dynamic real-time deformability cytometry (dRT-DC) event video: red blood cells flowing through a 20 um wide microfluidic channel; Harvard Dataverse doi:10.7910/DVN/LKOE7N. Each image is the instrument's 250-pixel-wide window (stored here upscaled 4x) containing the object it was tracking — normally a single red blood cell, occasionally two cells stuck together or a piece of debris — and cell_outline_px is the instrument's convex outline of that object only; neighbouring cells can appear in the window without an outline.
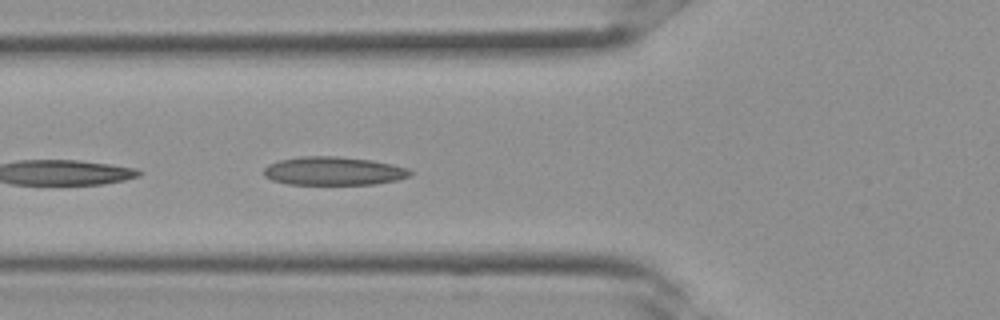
{"species": "Egyptian fruit bat (a non-hibernating species)", "species_latin": "Rousettus aegyptiacus", "temperature_condition": "room temperature", "stored_images_in_passage": 11, "camera_frame_rate_fps": 3000, "um_per_image_px": 0.085, "frame": {"image": 1, "passage_image": 11, "time_ms": 3.333, "image_size_px": [1000, 320], "cell_outline_px": [[412, 176], [396, 180], [372, 184], [288, 184], [272, 180], [264, 176], [264, 168], [268, 164], [280, 160], [300, 156], [336, 156], [372, 160], [392, 164], [408, 168], [412, 172]], "centroid_in_image_um": [28.35, 14.53], "position_along_channel_um": 97.4, "area_um2": 24.28}}